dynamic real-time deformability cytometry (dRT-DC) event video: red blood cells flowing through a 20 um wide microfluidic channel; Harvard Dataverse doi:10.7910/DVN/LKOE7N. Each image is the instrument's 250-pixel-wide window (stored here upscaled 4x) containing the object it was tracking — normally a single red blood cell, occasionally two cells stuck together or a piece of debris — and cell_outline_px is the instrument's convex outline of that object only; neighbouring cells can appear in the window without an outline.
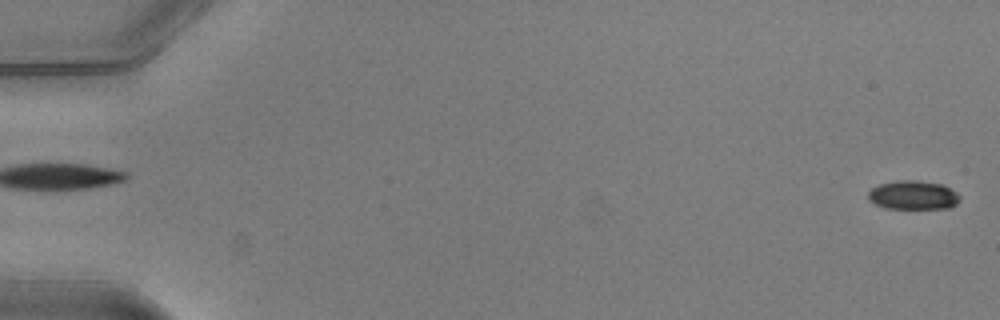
{"species": "common noctule bat (a hibernating species)", "species_latin": "Nyctalus noctula", "temperature_condition": "warm", "stored_images_in_passage": 51, "camera_frame_rate_fps": 3000, "um_per_image_px": 0.085, "animal": {"sex": "male", "body_mass_g": 20.5, "forearm_length_mm": 52.5}, "frame": {"image": 1, "passage_image": 1, "time_ms": 0.0, "image_size_px": [1000, 320], "cell_outline_px": [[960, 200], [956, 204], [948, 208], [884, 208], [868, 200], [868, 192], [872, 188], [880, 184], [896, 180], [916, 180], [944, 184], [956, 192], [960, 196]], "centroid_in_image_um": [77.62, 16.57], "position_along_channel_um": 7.4, "area_um2": 15.49}}
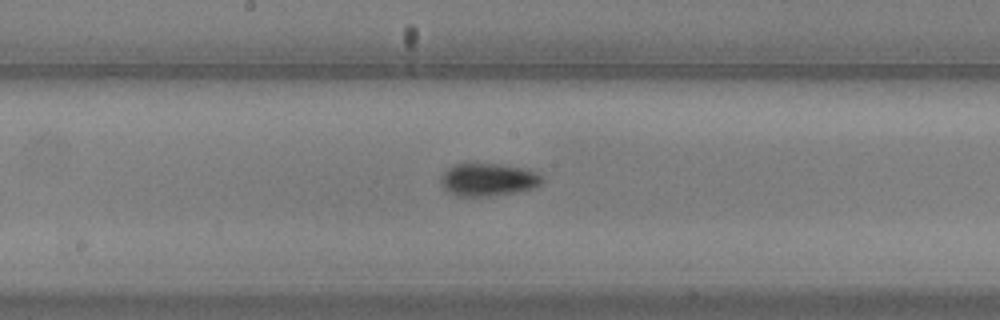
{"frame": {"image": 2, "passage_image": 28, "time_ms": 9.0, "image_size_px": [1000, 320], "cell_outline_px": [[544, 180], [540, 184], [532, 188], [516, 192], [484, 196], [456, 196], [448, 192], [444, 188], [440, 180], [440, 176], [452, 164], [468, 160], [500, 164], [524, 168], [536, 172]], "centroid_in_image_um": [41.42, 15.21], "position_along_channel_um": 206.8, "area_um2": 19.88}}
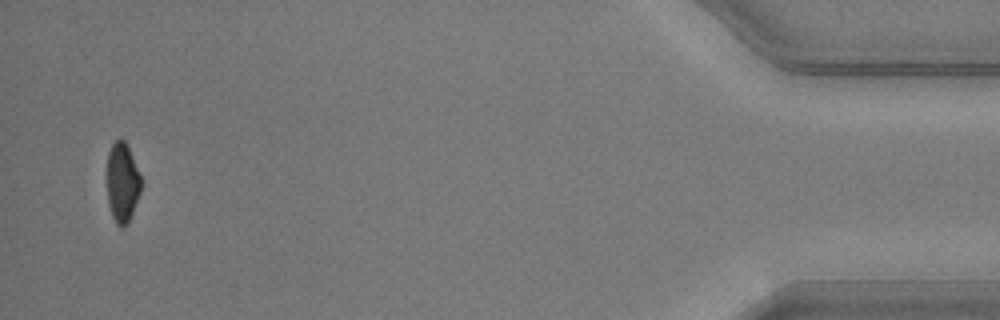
{"frame": {"image": 3, "passage_image": 50, "time_ms": 16.333, "image_size_px": [1000, 320], "cell_outline_px": [[140, 192], [132, 212], [128, 220], [120, 228], [116, 224], [112, 216], [108, 204], [108, 152], [112, 144], [120, 136], [124, 140], [128, 148], [140, 176]], "centroid_in_image_um": [10.38, 15.49], "position_along_channel_um": 424.8, "area_um2": 15.26}, "authors_computed_cell_mechanics": {"area_um2": 17.051, "velocity_mm_per_s": 4.0424, "shape_relaxation_time_tau1_ms": 1.3982, "shape_relaxation_time_tau2_ms": null, "deformation_change_tau1": 0.1097, "deformation_change_tau2": null}}